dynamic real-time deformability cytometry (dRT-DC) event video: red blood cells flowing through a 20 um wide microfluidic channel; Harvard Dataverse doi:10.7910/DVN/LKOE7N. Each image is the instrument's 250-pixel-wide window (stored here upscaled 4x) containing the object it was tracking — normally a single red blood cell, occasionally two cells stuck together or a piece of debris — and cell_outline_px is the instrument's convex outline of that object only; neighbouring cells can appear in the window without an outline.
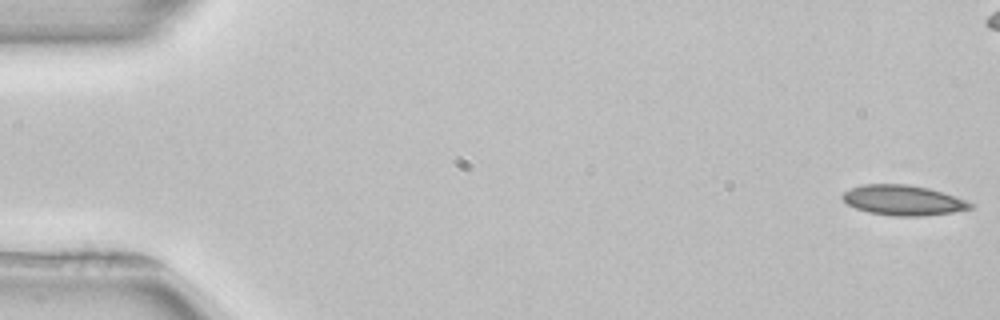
{"species": "common noctule bat (a hibernating species)", "species_latin": "Nyctalus noctula", "temperature_condition": "room temperature", "stored_images_in_passage": 53, "camera_frame_rate_fps": 3000, "um_per_image_px": 0.085, "animal": {"sex": "female", "body_mass_g": 22.7, "forearm_length_mm": 54.2}, "frame": {"image": 1, "passage_image": 1, "time_ms": 0.0, "image_size_px": [1000, 320], "cell_outline_px": [[976, 204], [972, 208], [952, 212], [924, 216], [896, 216], [868, 212], [856, 208], [848, 204], [840, 196], [844, 192], [852, 188], [864, 184], [908, 184], [928, 188]], "centroid_in_image_um": [76.75, 17.02], "position_along_channel_um": 8.3, "area_um2": 22.2}}
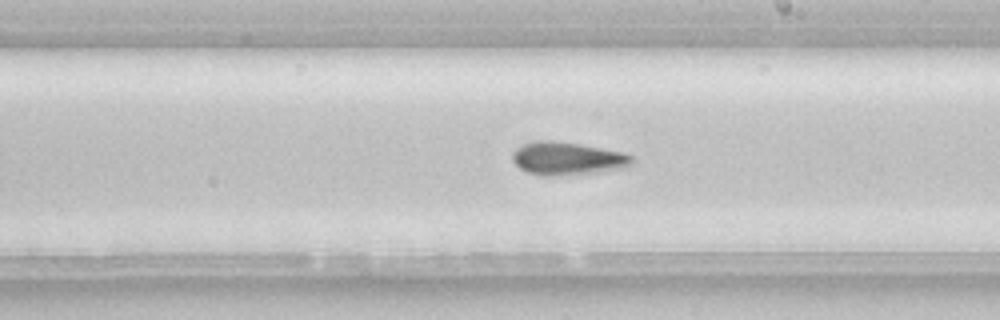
{"frame": {"image": 2, "passage_image": 30, "time_ms": 9.667, "image_size_px": [1000, 320], "cell_outline_px": [[632, 164], [624, 168], [556, 176], [544, 176], [528, 172], [520, 168], [512, 160], [512, 152], [516, 148], [524, 144], [536, 140], [552, 140], [580, 144], [624, 152], [632, 156]], "centroid_in_image_um": [48.2, 13.46], "position_along_channel_um": 240.8, "area_um2": 22.83}, "authors_computed_cell_mechanics": {"area_um2": 22.1952, "velocity_mm_per_s": 3.9332, "shape_relaxation_time_tau1_ms": null, "shape_relaxation_time_tau2_ms": 7.238, "deformation_change_tau1": null, "deformation_change_tau2": 0.1354}}